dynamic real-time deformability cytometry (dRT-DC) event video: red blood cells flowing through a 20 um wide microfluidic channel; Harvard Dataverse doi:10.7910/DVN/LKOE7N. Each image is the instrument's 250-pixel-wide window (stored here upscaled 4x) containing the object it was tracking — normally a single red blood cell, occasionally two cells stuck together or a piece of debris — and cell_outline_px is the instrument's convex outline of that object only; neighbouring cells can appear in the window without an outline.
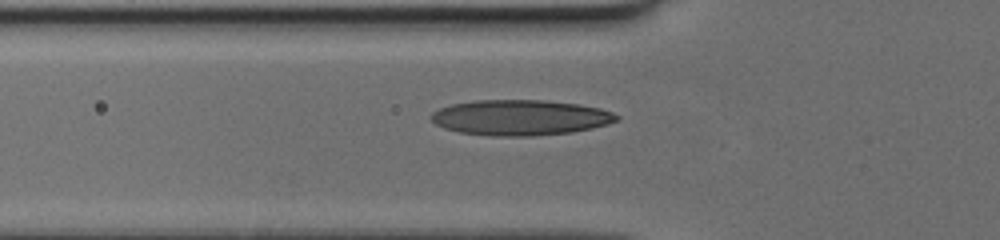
{"species": "human", "species_latin": "Homo sapiens", "temperature_condition": "cold", "stored_images_in_passage": 36, "camera_frame_rate_fps": 3000, "um_per_image_px": 0.085, "donor": {"sex": "female"}, "frame": {"image": 1, "passage_image": 2, "time_ms": 0.333, "image_size_px": [1000, 240], "cell_outline_px": [[620, 116], [616, 120], [608, 124], [592, 128], [572, 132], [532, 136], [488, 136], [460, 132], [444, 128], [436, 124], [432, 120], [432, 112], [440, 108], [452, 104], [476, 100], [544, 100], [580, 104], [600, 108], [612, 112]], "centroid_in_image_um": [44.24, 9.99], "position_along_channel_um": 81.6, "area_um2": 38.38}}
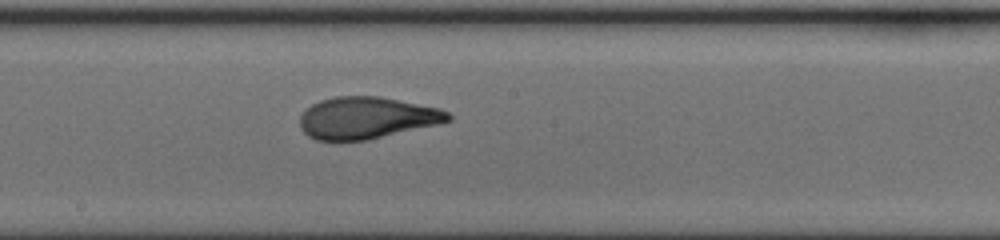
{"frame": {"image": 2, "passage_image": 12, "time_ms": 3.667, "image_size_px": [1000, 240], "cell_outline_px": [[452, 120], [440, 124], [368, 140], [316, 140], [308, 136], [300, 128], [300, 116], [312, 104], [320, 100], [332, 96], [380, 96], [440, 108], [448, 112], [452, 116]], "centroid_in_image_um": [31.2, 10.01], "position_along_channel_um": 217.0, "area_um2": 36.36}}
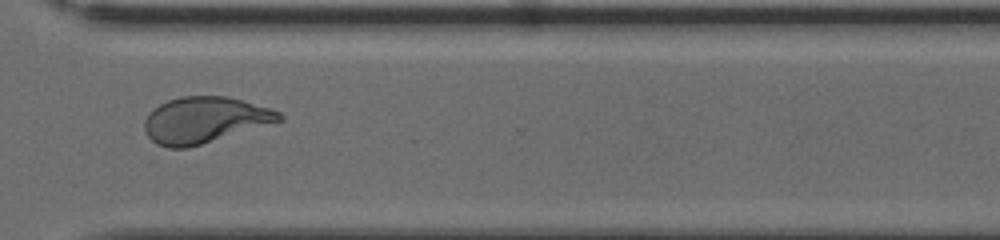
{"frame": {"image": 3, "passage_image": 22, "time_ms": 7.0, "image_size_px": [1000, 240], "cell_outline_px": [[284, 120], [188, 148], [168, 148], [156, 144], [148, 136], [144, 128], [144, 120], [148, 112], [160, 104], [168, 100], [180, 96], [228, 96], [268, 108], [280, 112], [284, 116]], "centroid_in_image_um": [17.37, 10.2], "position_along_channel_um": 353.2, "area_um2": 36.18}}